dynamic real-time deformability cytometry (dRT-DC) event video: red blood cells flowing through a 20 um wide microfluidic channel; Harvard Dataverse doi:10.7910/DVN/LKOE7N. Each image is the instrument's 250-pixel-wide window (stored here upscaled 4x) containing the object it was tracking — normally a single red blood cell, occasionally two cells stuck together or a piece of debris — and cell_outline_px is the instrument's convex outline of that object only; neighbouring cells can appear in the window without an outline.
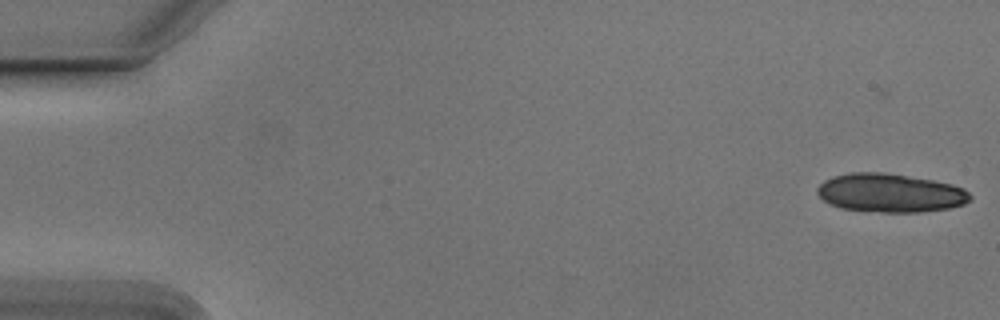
{"species": "Egyptian fruit bat (a non-hibernating species)", "species_latin": "Rousettus aegyptiacus", "temperature_condition": "cold", "stored_images_in_passage": 54, "camera_frame_rate_fps": 3000, "um_per_image_px": 0.085, "animal": {"sex": "male"}, "frame": {"image": 1, "passage_image": 1, "time_ms": 0.0, "image_size_px": [1000, 320], "cell_outline_px": [[972, 200], [964, 204], [948, 208], [920, 212], [884, 212], [840, 208], [824, 200], [816, 192], [816, 188], [824, 180], [832, 176], [852, 172], [880, 172], [932, 180], [952, 184], [964, 188], [972, 196]], "centroid_in_image_um": [75.68, 16.4], "position_along_channel_um": 9.3, "area_um2": 34.28}}
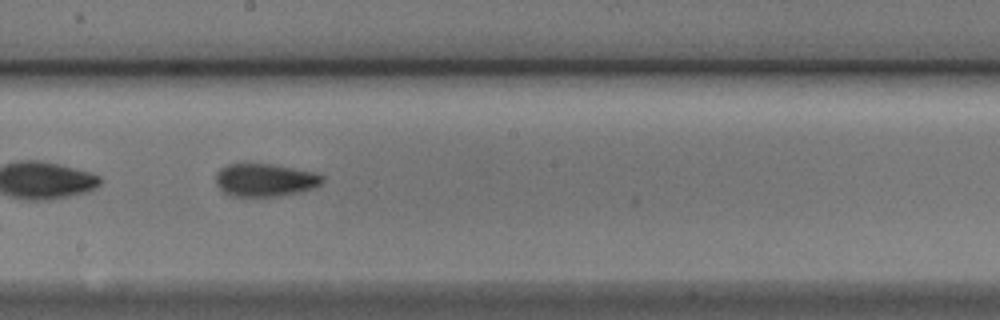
{"frame": {"image": 2, "passage_image": 30, "time_ms": 9.667, "image_size_px": [1000, 320], "cell_outline_px": [[324, 180], [320, 184], [312, 188], [300, 192], [280, 196], [232, 196], [224, 192], [216, 184], [216, 172], [220, 168], [228, 164], [272, 164], [316, 172], [324, 176]], "centroid_in_image_um": [22.54, 15.3], "position_along_channel_um": 225.7, "area_um2": 20.46}}
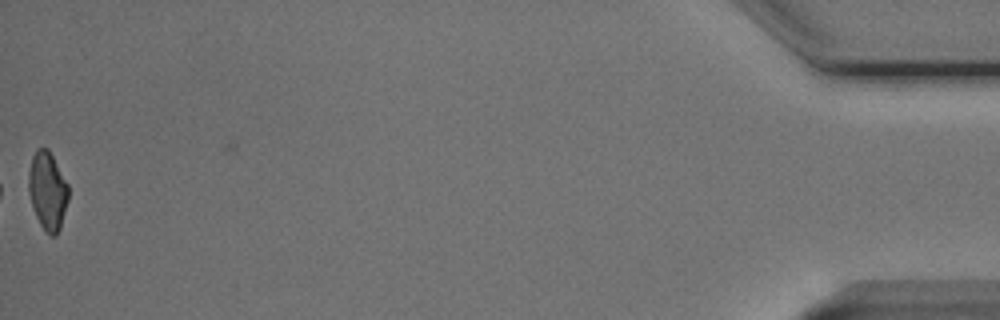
{"frame": {"image": 3, "passage_image": 54, "time_ms": 17.667, "image_size_px": [1000, 320], "cell_outline_px": [[68, 200], [60, 228], [56, 236], [52, 236], [44, 232], [36, 216], [28, 192], [28, 172], [32, 156], [36, 148], [48, 148], [68, 184]], "centroid_in_image_um": [4.03, 16.22], "position_along_channel_um": 431.2, "area_um2": 18.21}, "authors_computed_cell_mechanics": {"area_um2": 20.3745, "velocity_mm_per_s": 3.8051, "shape_relaxation_time_tau1_ms": 3.5406, "shape_relaxation_time_tau2_ms": 2.5439, "deformation_change_tau1": 0.1154, "deformation_change_tau2": 0.083}}